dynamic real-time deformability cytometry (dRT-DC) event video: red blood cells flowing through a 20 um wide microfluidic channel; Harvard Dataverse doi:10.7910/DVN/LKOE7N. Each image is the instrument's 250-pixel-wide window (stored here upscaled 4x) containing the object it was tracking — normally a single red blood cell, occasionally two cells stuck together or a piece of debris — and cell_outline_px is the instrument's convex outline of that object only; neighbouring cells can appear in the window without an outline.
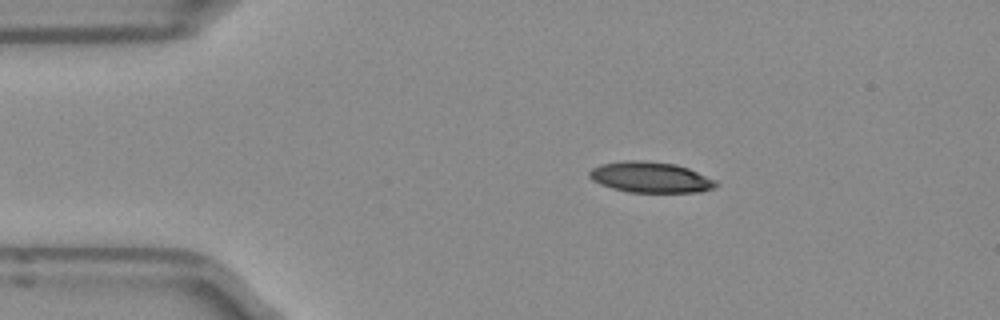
{"species": "Egyptian fruit bat (a non-hibernating species)", "species_latin": "Rousettus aegyptiacus", "temperature_condition": "room temperature", "stored_images_in_passage": 43, "camera_frame_rate_fps": 3000, "um_per_image_px": 0.085, "frame": {"image": 1, "passage_image": 1, "time_ms": 0.0, "image_size_px": [1000, 320], "cell_outline_px": [[720, 184], [716, 188], [700, 192], [628, 192], [612, 188], [600, 184], [592, 180], [588, 176], [588, 172], [592, 168], [600, 164], [620, 160], [644, 160], [676, 164], [688, 168], [716, 180]], "centroid_in_image_um": [55.29, 15.06], "position_along_channel_um": 29.7, "area_um2": 23.0}}
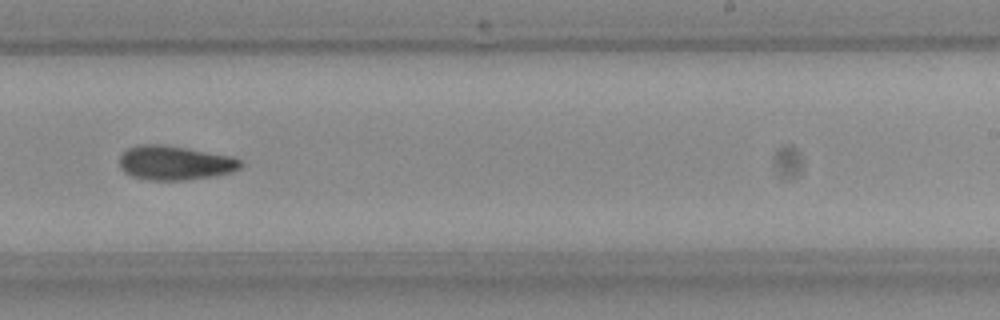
{"frame": {"image": 2, "passage_image": 23, "time_ms": 7.333, "image_size_px": [1000, 320], "cell_outline_px": [[244, 164], [240, 168], [232, 172], [212, 176], [184, 180], [152, 180], [132, 176], [124, 172], [120, 168], [120, 156], [128, 148], [140, 144], [160, 144], [232, 156], [240, 160]], "centroid_in_image_um": [14.86, 13.84], "position_along_channel_um": 274.1, "area_um2": 23.99}}
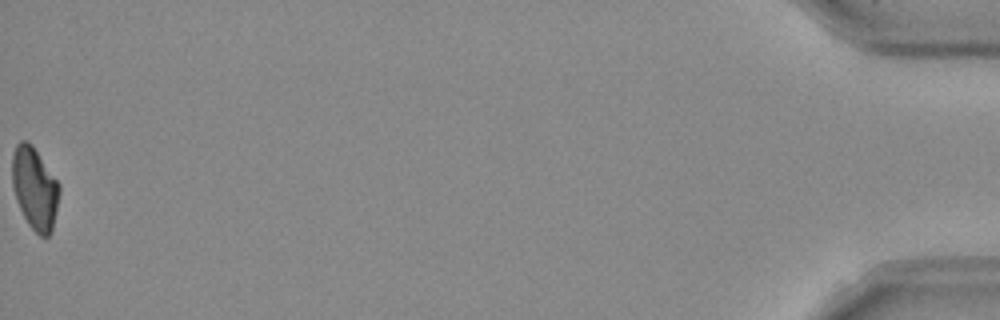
{"frame": {"image": 3, "passage_image": 43, "time_ms": 14.0, "image_size_px": [1000, 320], "cell_outline_px": [[60, 192], [52, 228], [48, 236], [40, 236], [28, 224], [16, 200], [12, 184], [12, 156], [16, 144], [20, 140], [28, 140], [32, 144], [60, 184]], "centroid_in_image_um": [2.94, 15.96], "position_along_channel_um": 432.3, "area_um2": 22.54}, "authors_computed_cell_mechanics": {"area_um2": 23.698, "velocity_mm_per_s": 3.9685, "shape_relaxation_time_tau1_ms": 6.8154, "shape_relaxation_time_tau2_ms": null, "deformation_change_tau1": 0.1723, "deformation_change_tau2": null}}